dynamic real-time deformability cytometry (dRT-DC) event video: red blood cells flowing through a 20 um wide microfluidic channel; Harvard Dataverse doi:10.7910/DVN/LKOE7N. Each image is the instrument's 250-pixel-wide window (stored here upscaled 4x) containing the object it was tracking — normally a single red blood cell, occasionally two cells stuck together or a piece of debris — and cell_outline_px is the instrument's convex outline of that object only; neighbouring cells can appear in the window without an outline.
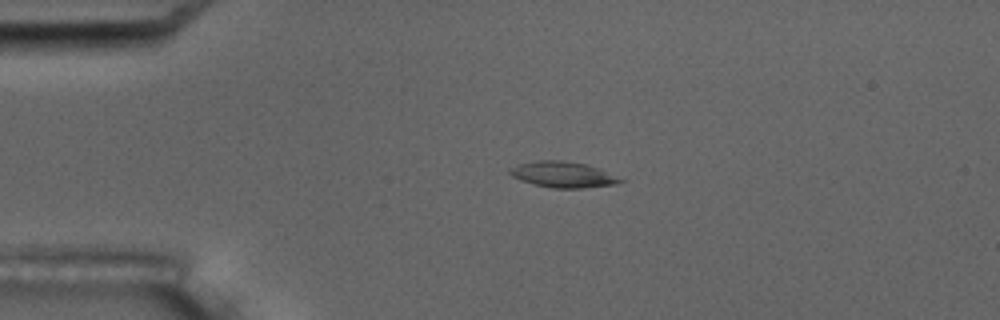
{"species": "common noctule bat (a hibernating species)", "species_latin": "Nyctalus noctula", "temperature_condition": "room temperature", "stored_images_in_passage": 3, "camera_frame_rate_fps": 3000, "um_per_image_px": 0.085, "animal": {"sex": "male", "body_mass_g": 17.5, "forearm_length_mm": 52.3}, "frame": {"image": 1, "passage_image": 2, "time_ms": 2.333, "image_size_px": [1000, 320], "cell_outline_px": [[628, 180], [616, 184], [580, 188], [552, 188], [520, 180], [512, 176], [508, 172], [508, 168], [520, 164], [536, 160], [560, 160], [584, 164], [600, 168]], "centroid_in_image_um": [47.89, 14.83], "position_along_channel_um": 37.1, "area_um2": 16.7}}